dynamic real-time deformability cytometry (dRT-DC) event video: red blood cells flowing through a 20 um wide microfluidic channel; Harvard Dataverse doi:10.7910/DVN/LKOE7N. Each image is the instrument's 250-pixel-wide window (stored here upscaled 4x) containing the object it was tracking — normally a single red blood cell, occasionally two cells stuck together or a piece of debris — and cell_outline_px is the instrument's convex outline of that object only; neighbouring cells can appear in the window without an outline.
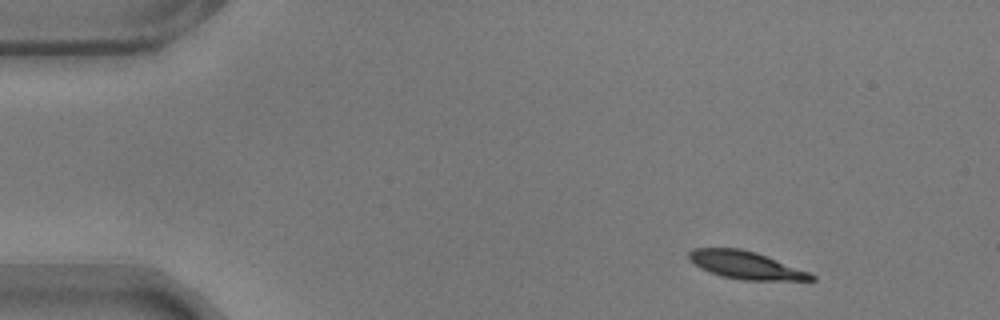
{"species": "common noctule bat (a hibernating species)", "species_latin": "Nyctalus noctula", "temperature_condition": "warm", "stored_images_in_passage": 51, "camera_frame_rate_fps": 3000, "um_per_image_px": 0.085, "animal": {"sex": "male", "body_mass_g": 17.9}, "frame": {"image": 1, "passage_image": 1, "time_ms": 0.0, "image_size_px": [1000, 320], "cell_outline_px": [[816, 280], [744, 280], [720, 276], [700, 268], [688, 260], [688, 252], [692, 248], [740, 248], [756, 252], [808, 272], [816, 276]], "centroid_in_image_um": [63.33, 22.53], "position_along_channel_um": 21.7, "area_um2": 19.65}}
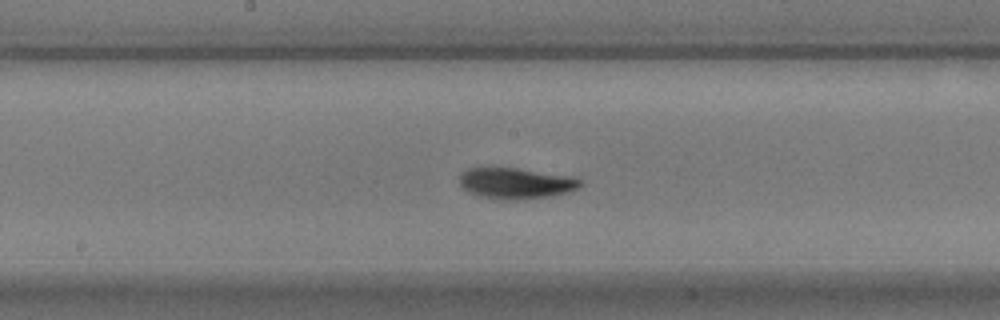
{"frame": {"image": 2, "passage_image": 24, "time_ms": 7.667, "image_size_px": [1000, 320], "cell_outline_px": [[584, 184], [580, 188], [568, 192], [552, 196], [516, 200], [504, 200], [476, 196], [468, 192], [460, 184], [460, 172], [468, 168], [516, 168], [572, 176], [584, 180]], "centroid_in_image_um": [43.89, 15.59], "position_along_channel_um": 204.3, "area_um2": 22.14}}
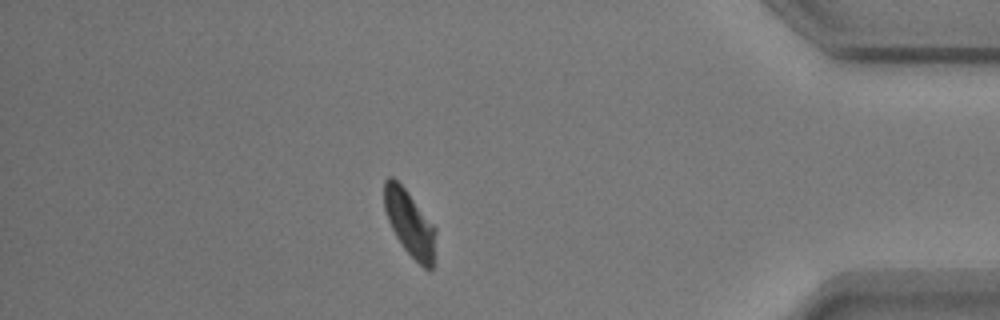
{"frame": {"image": 3, "passage_image": 44, "time_ms": 14.333, "image_size_px": [1000, 320], "cell_outline_px": [[436, 232], [432, 268], [428, 272], [404, 248], [396, 236], [388, 220], [384, 208], [384, 180], [388, 176], [392, 176], [404, 188], [436, 228]], "centroid_in_image_um": [34.81, 18.97], "position_along_channel_um": 400.4, "area_um2": 19.36}, "authors_computed_cell_mechanics": {"area_um2": 20.9814, "velocity_mm_per_s": 3.4971, "shape_relaxation_time_tau1_ms": 2.2863, "shape_relaxation_time_tau2_ms": 2.2526, "deformation_change_tau1": 0.1364, "deformation_change_tau2": 0.0423}}